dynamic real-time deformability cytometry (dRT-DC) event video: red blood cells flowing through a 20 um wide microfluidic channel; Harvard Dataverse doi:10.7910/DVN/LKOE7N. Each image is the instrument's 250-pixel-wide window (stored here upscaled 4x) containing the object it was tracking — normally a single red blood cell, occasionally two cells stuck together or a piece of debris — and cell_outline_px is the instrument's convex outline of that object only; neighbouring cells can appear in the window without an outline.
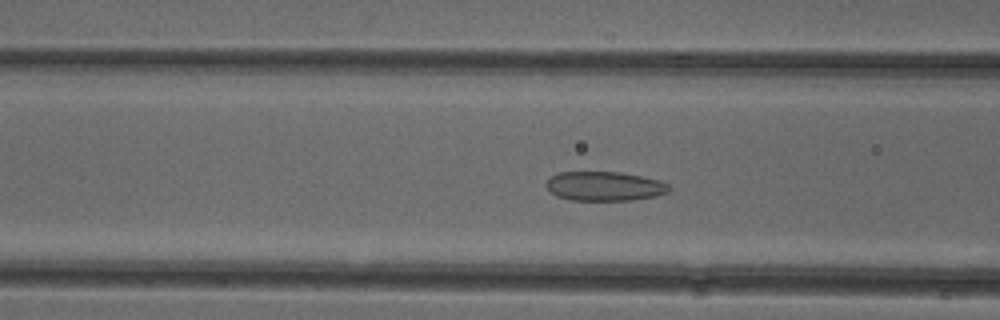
{"species": "common noctule bat (a hibernating species)", "species_latin": "Nyctalus noctula", "temperature_condition": "cold", "stored_images_in_passage": 51, "camera_frame_rate_fps": 3000, "um_per_image_px": 0.085, "animal": {"sex": "female"}, "frame": {"image": 1, "passage_image": 19, "time_ms": 6.0, "image_size_px": [1000, 320], "cell_outline_px": [[672, 188], [668, 192], [656, 196], [632, 200], [568, 200], [556, 196], [544, 184], [552, 176], [560, 172], [620, 172], [660, 180], [668, 184]], "centroid_in_image_um": [51.4, 15.83], "position_along_channel_um": 115.2, "area_um2": 20.98}}
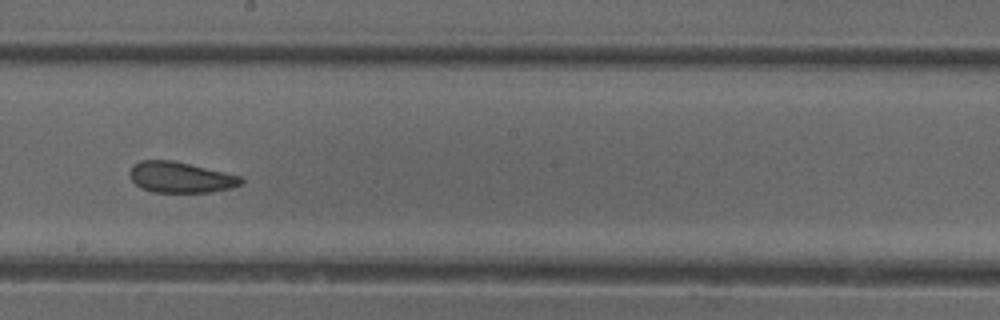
{"frame": {"image": 2, "passage_image": 28, "time_ms": 9.0, "image_size_px": [1000, 320], "cell_outline_px": [[244, 180], [240, 184], [232, 188], [208, 192], [152, 192], [140, 188], [132, 180], [128, 172], [132, 164], [140, 160], [172, 160], [224, 172], [240, 176]], "centroid_in_image_um": [15.29, 15.07], "position_along_channel_um": 232.9, "area_um2": 20.0}}
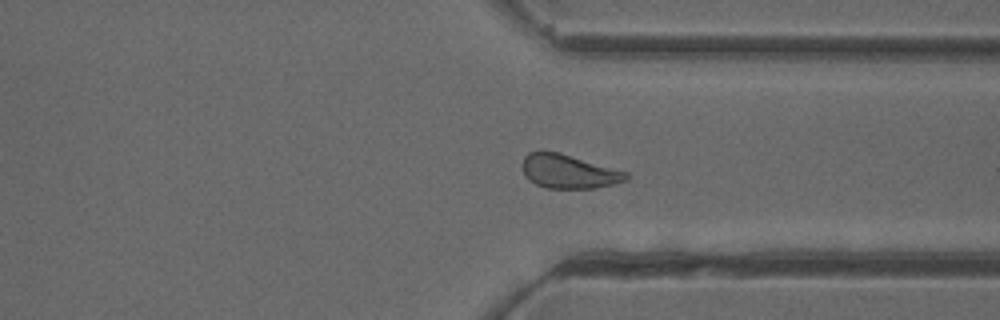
{"frame": {"image": 3, "passage_image": 38, "time_ms": 12.333, "image_size_px": [1000, 320], "cell_outline_px": [[632, 176], [628, 180], [596, 188], [544, 188], [528, 180], [524, 176], [520, 164], [524, 156], [528, 152], [540, 148], [560, 152], [628, 172]], "centroid_in_image_um": [48.28, 14.54], "position_along_channel_um": 363.1, "area_um2": 21.27}, "authors_computed_cell_mechanics": {"area_um2": 21.5594, "velocity_mm_per_s": 3.9095, "shape_relaxation_time_tau1_ms": 6.8933, "shape_relaxation_time_tau2_ms": 1.4166, "deformation_change_tau1": 0.1166, "deformation_change_tau2": 0.0803}}